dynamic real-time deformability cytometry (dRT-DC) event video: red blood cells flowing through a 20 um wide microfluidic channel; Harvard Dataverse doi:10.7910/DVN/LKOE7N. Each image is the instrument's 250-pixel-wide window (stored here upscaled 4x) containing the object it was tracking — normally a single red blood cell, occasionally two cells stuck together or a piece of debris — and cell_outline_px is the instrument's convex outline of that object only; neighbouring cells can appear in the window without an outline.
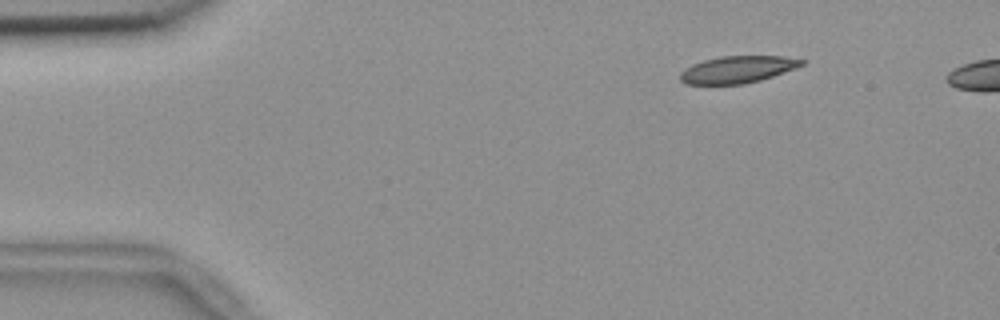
{"species": "common noctule bat (a hibernating species)", "species_latin": "Nyctalus noctula", "temperature_condition": "room temperature", "stored_images_in_passage": 50, "camera_frame_rate_fps": 3000, "um_per_image_px": 0.085, "animal": {"sex": "female", "body_mass_g": 18.4}, "frame": {"image": 1, "passage_image": 5, "time_ms": 1.333, "image_size_px": [1000, 320], "cell_outline_px": [[808, 60], [804, 64], [772, 76], [760, 80], [744, 84], [688, 84], [680, 80], [680, 72], [684, 68], [692, 64], [704, 60], [720, 56], [784, 56]], "centroid_in_image_um": [62.68, 5.9], "position_along_channel_um": 22.3, "area_um2": 19.07}}
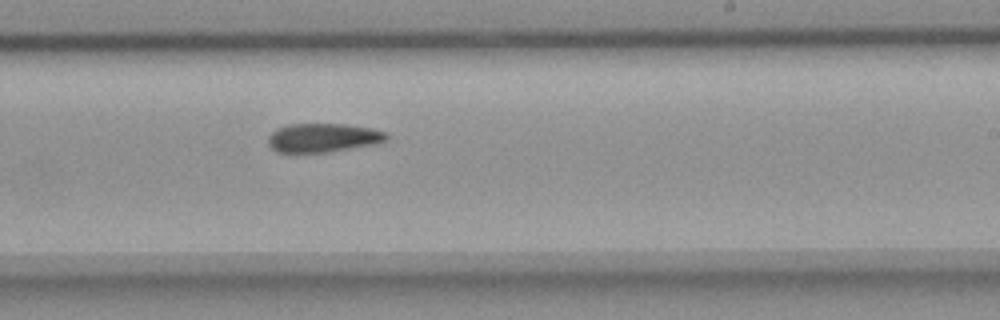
{"frame": {"image": 2, "passage_image": 31, "time_ms": 10.0, "image_size_px": [1000, 320], "cell_outline_px": [[388, 136], [384, 140], [376, 144], [328, 152], [276, 152], [268, 144], [268, 136], [276, 128], [288, 124], [344, 124], [368, 128], [384, 132]], "centroid_in_image_um": [27.4, 11.71], "position_along_channel_um": 261.6, "area_um2": 19.71}}
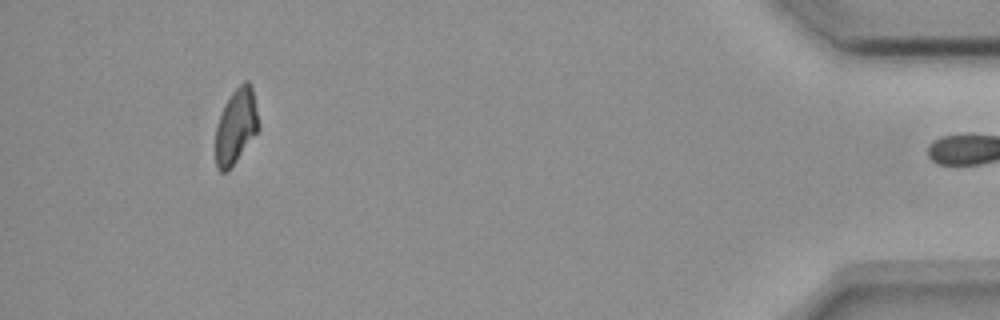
{"frame": {"image": 3, "passage_image": 49, "time_ms": 16.0, "image_size_px": [1000, 320], "cell_outline_px": [[260, 128], [228, 172], [220, 172], [216, 168], [216, 128], [224, 104], [232, 92], [244, 80], [248, 80], [252, 84], [260, 124]], "centroid_in_image_um": [20.08, 10.71], "position_along_channel_um": 415.1, "area_um2": 19.02}, "authors_computed_cell_mechanics": {"area_um2": 20.1433, "velocity_mm_per_s": 3.6734, "shape_relaxation_time_tau1_ms": 9.6475, "shape_relaxation_time_tau2_ms": null, "deformation_change_tau1": 0.1906, "deformation_change_tau2": null}}